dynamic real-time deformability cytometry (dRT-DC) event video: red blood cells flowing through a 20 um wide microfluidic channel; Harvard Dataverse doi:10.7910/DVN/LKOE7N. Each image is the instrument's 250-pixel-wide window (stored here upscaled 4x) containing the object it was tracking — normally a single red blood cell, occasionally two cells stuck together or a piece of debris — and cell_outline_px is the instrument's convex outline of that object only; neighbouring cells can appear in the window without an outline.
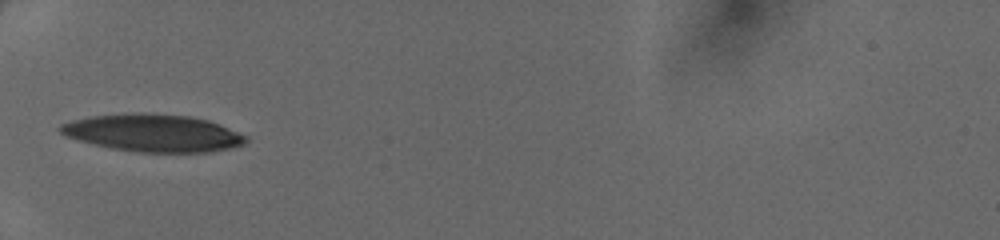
{"species": "human", "species_latin": "Homo sapiens", "temperature_condition": "cold", "stored_images_in_passage": 30, "camera_frame_rate_fps": 3000, "um_per_image_px": 0.085, "donor": {"sex": "female"}, "frame": {"image": 1, "passage_image": 1, "time_ms": 0.0, "image_size_px": [1000, 240], "cell_outline_px": [[248, 140], [244, 144], [232, 148], [208, 152], [140, 152], [112, 148], [80, 140], [68, 136], [60, 132], [60, 124], [72, 120], [92, 116], [188, 116], [208, 120], [220, 124], [248, 136]], "centroid_in_image_um": [13.12, 11.35], "position_along_channel_um": 71.9, "area_um2": 38.78}}
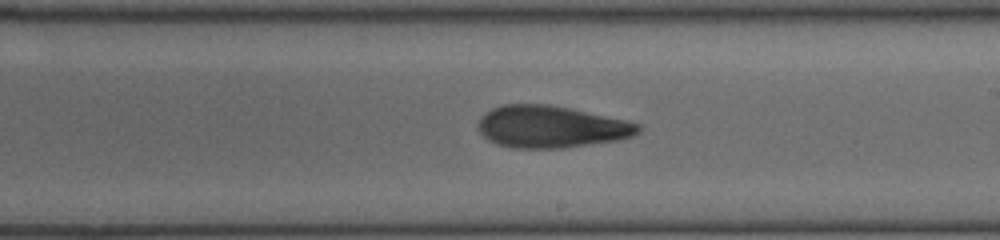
{"frame": {"image": 2, "passage_image": 13, "time_ms": 4.0, "image_size_px": [1000, 240], "cell_outline_px": [[640, 132], [632, 136], [616, 140], [560, 148], [512, 148], [496, 144], [488, 140], [476, 128], [476, 124], [480, 116], [484, 112], [492, 108], [504, 104], [548, 104], [568, 108], [624, 120], [640, 124]], "centroid_in_image_um": [46.75, 10.77], "position_along_channel_um": 242.2, "area_um2": 39.07}}
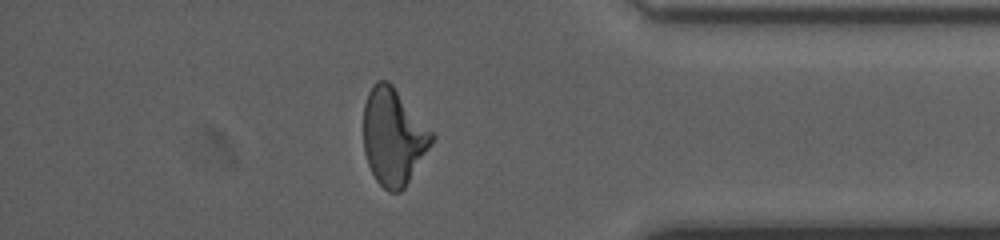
{"frame": {"image": 3, "passage_image": 25, "time_ms": 8.0, "image_size_px": [1000, 240], "cell_outline_px": [[436, 136], [432, 144], [404, 188], [400, 192], [388, 192], [376, 180], [368, 164], [364, 152], [364, 104], [368, 92], [372, 84], [376, 80], [388, 80], [392, 84]], "centroid_in_image_um": [33.43, 11.61], "position_along_channel_um": 401.8, "area_um2": 38.38}}